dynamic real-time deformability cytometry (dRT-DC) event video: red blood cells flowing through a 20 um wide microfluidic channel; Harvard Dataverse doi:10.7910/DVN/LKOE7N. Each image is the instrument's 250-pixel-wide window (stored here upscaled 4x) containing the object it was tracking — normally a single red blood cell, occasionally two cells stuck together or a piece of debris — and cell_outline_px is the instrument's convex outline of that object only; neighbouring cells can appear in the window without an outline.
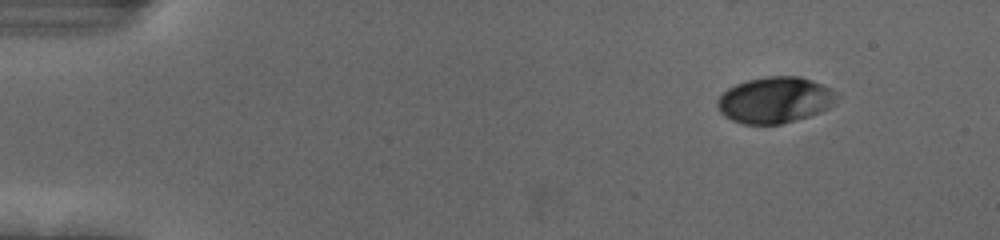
{"species": "human", "species_latin": "Homo sapiens", "temperature_condition": "cold", "stored_images_in_passage": 50, "camera_frame_rate_fps": 3000, "um_per_image_px": 0.085, "donor": {"sex": "female"}, "frame": {"image": 1, "passage_image": 1, "time_ms": 0.0, "image_size_px": [1000, 240], "cell_outline_px": [[836, 104], [820, 112], [808, 116], [780, 124], [744, 124], [732, 120], [724, 116], [720, 112], [716, 104], [716, 100], [728, 88], [736, 84], [748, 80], [768, 76], [800, 76], [812, 80], [832, 88], [836, 92]], "centroid_in_image_um": [65.88, 8.49], "position_along_channel_um": 19.1, "area_um2": 32.14}}
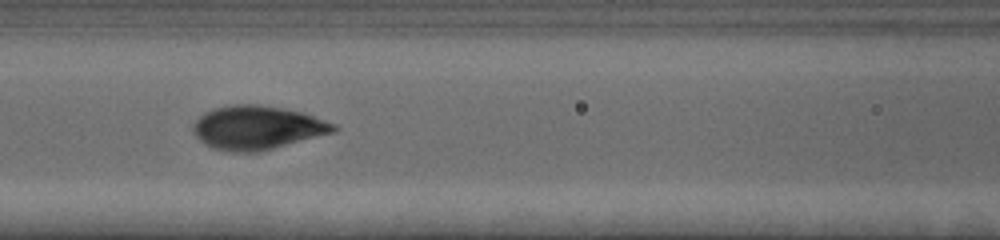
{"frame": {"image": 2, "passage_image": 20, "time_ms": 6.333, "image_size_px": [1000, 240], "cell_outline_px": [[340, 128], [332, 132], [272, 148], [256, 152], [232, 152], [212, 148], [204, 144], [192, 132], [192, 124], [204, 112], [212, 108], [232, 104], [256, 104], [304, 112], [336, 124]], "centroid_in_image_um": [21.81, 10.83], "position_along_channel_um": 144.8, "area_um2": 35.66}}
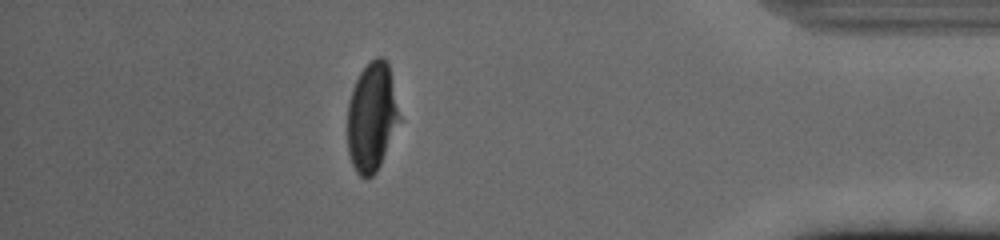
{"frame": {"image": 3, "passage_image": 44, "time_ms": 14.333, "image_size_px": [1000, 240], "cell_outline_px": [[404, 120], [376, 172], [372, 176], [364, 180], [356, 172], [352, 164], [348, 152], [348, 100], [356, 80], [360, 72], [376, 56], [380, 56], [388, 64]], "centroid_in_image_um": [31.67, 9.99], "position_along_channel_um": 403.5, "area_um2": 33.93}, "authors_computed_cell_mechanics": {"area_um2": 34.7956, "velocity_mm_per_s": 3.6984, "shape_relaxation_time_tau1_ms": 3.4793, "shape_relaxation_time_tau2_ms": null, "deformation_change_tau1": 0.1565, "deformation_change_tau2": null}}